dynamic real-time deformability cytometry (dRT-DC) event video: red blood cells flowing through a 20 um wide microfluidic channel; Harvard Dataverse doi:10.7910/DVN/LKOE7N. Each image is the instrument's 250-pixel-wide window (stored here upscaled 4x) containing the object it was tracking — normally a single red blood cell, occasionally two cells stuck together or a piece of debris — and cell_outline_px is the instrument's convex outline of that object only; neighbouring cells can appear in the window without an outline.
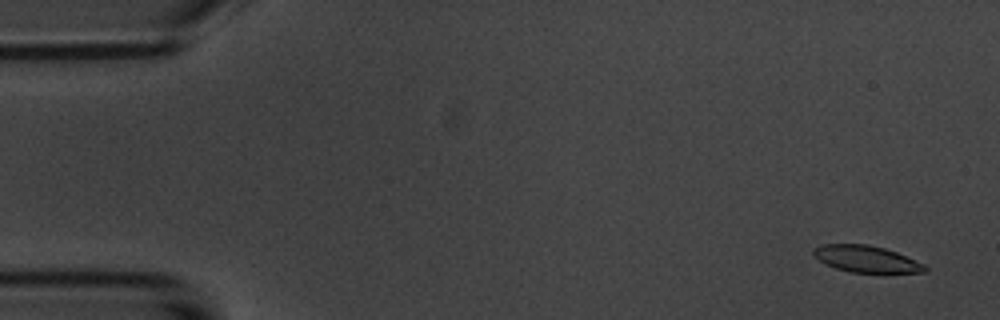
{"species": "common noctule bat (a hibernating species)", "species_latin": "Nyctalus noctula", "temperature_condition": "room temperature", "stored_images_in_passage": 5, "camera_frame_rate_fps": 3000, "um_per_image_px": 0.085, "animal": {"sex": "male", "body_mass_g": 20.1, "forearm_length_mm": 53.5}, "frame": {"image": 1, "passage_image": 1, "time_ms": 0.0, "image_size_px": [1000, 320], "cell_outline_px": [[928, 268], [924, 272], [852, 272], [836, 268], [824, 264], [812, 252], [812, 248], [820, 244], [868, 244], [884, 248], [896, 252], [924, 264]], "centroid_in_image_um": [73.59, 22.0], "position_along_channel_um": 11.4, "area_um2": 17.11}}
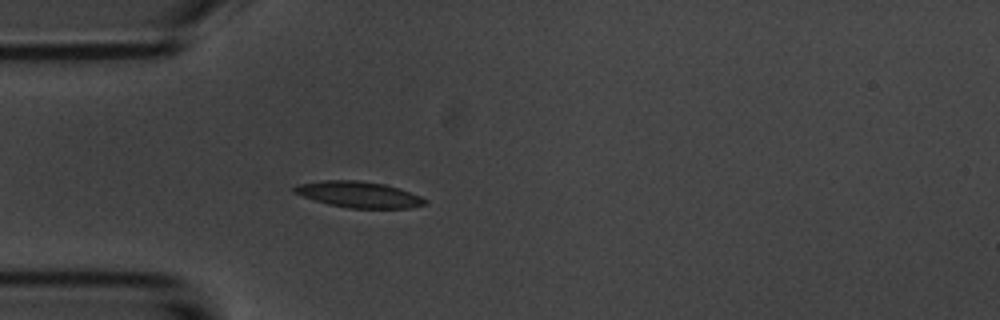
{"frame": {"image": 2, "passage_image": 5, "time_ms": 4.333, "image_size_px": [1000, 320], "cell_outline_px": [[428, 200], [424, 204], [412, 208], [348, 208], [328, 204], [292, 192], [292, 188], [300, 184], [324, 180], [356, 180], [384, 184], [400, 188], [420, 196]], "centroid_in_image_um": [30.52, 16.53], "position_along_channel_um": 54.5, "area_um2": 19.71}}